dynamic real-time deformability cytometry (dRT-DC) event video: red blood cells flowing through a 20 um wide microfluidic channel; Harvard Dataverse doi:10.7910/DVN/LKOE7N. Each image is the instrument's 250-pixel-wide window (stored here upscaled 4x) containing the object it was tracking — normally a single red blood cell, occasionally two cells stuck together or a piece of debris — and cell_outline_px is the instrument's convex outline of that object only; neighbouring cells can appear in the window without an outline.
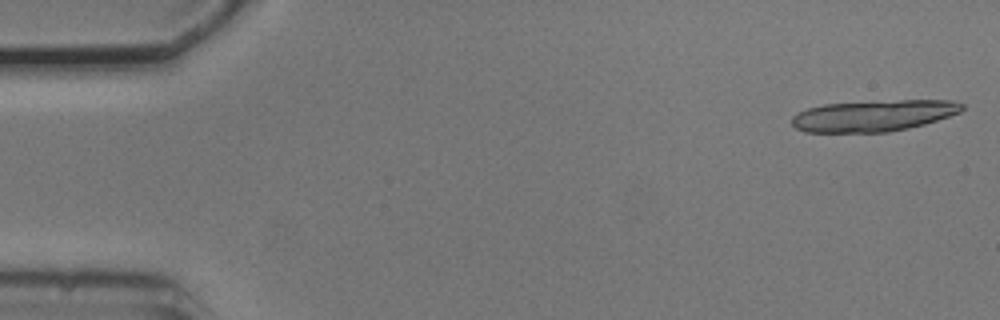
{"species": "common noctule bat (a hibernating species)", "species_latin": "Nyctalus noctula", "temperature_condition": "cold", "stored_images_in_passage": 17, "camera_frame_rate_fps": 3000, "um_per_image_px": 0.085, "animal": {"sex": "male", "body_mass_g": 20.5, "forearm_length_mm": 52.5}, "frame": {"image": 1, "passage_image": 1, "time_ms": 0.0, "image_size_px": [1000, 320], "cell_outline_px": [[964, 108], [960, 112], [924, 124], [908, 128], [888, 132], [804, 132], [796, 128], [792, 124], [792, 116], [808, 108], [824, 104], [900, 100], [952, 100], [964, 104]], "centroid_in_image_um": [74.26, 9.83], "position_along_channel_um": 10.7, "area_um2": 30.87}}